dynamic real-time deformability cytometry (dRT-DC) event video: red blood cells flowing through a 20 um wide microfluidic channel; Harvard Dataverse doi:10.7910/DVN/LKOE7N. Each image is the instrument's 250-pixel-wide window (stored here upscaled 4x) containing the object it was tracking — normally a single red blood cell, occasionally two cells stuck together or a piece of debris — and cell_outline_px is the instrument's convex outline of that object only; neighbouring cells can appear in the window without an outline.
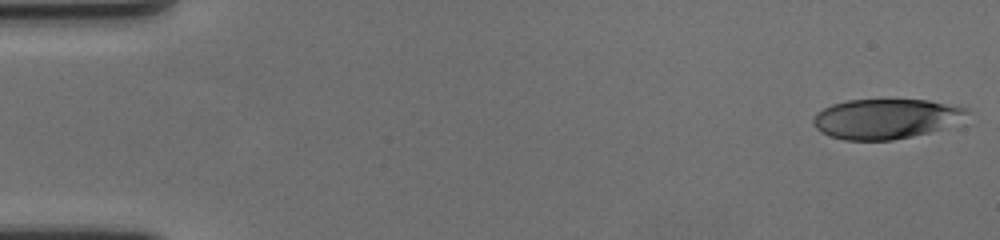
{"species": "human", "species_latin": "Homo sapiens", "temperature_condition": "cold", "stored_images_in_passage": 58, "camera_frame_rate_fps": 3000, "um_per_image_px": 0.085, "donor": {"sex": "female"}, "frame": {"image": 1, "passage_image": 1, "time_ms": 0.0, "image_size_px": [1000, 240], "cell_outline_px": [[972, 112], [964, 124], [912, 136], [892, 140], [844, 140], [828, 136], [820, 132], [812, 124], [812, 120], [816, 112], [832, 104], [848, 100], [928, 100], [968, 108]], "centroid_in_image_um": [75.39, 10.1], "position_along_channel_um": 9.6, "area_um2": 36.59}}
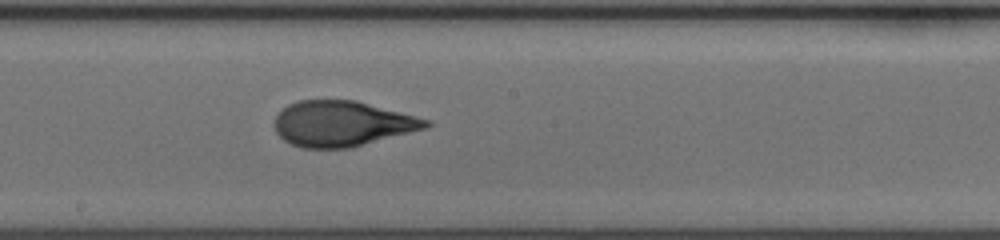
{"frame": {"image": 2, "passage_image": 32, "time_ms": 10.333, "image_size_px": [1000, 240], "cell_outline_px": [[432, 124], [428, 128], [352, 148], [304, 148], [292, 144], [284, 140], [276, 132], [276, 116], [288, 104], [296, 100], [356, 100], [432, 120]], "centroid_in_image_um": [29.14, 10.51], "position_along_channel_um": 219.1, "area_um2": 40.29}}
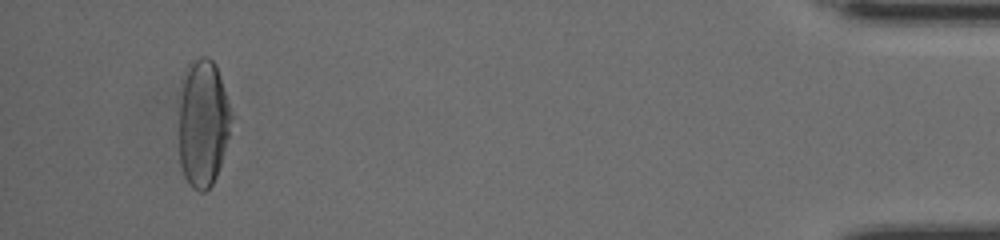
{"frame": {"image": 3, "passage_image": 55, "time_ms": 18.0, "image_size_px": [1000, 240], "cell_outline_px": [[232, 116], [228, 136], [220, 164], [216, 176], [212, 184], [204, 192], [200, 192], [192, 188], [188, 184], [184, 176], [180, 164], [180, 100], [184, 72], [188, 64], [192, 60], [200, 56], [208, 56], [216, 64], [232, 112]], "centroid_in_image_um": [17.25, 10.44], "position_along_channel_um": 418.0, "area_um2": 38.84}, "authors_computed_cell_mechanics": {"area_um2": 39.6219, "velocity_mm_per_s": 3.5476, "shape_relaxation_time_tau1_ms": 5.5882, "shape_relaxation_time_tau2_ms": 0.9157, "deformation_change_tau1": 0.2431, "deformation_change_tau2": 0.075}}